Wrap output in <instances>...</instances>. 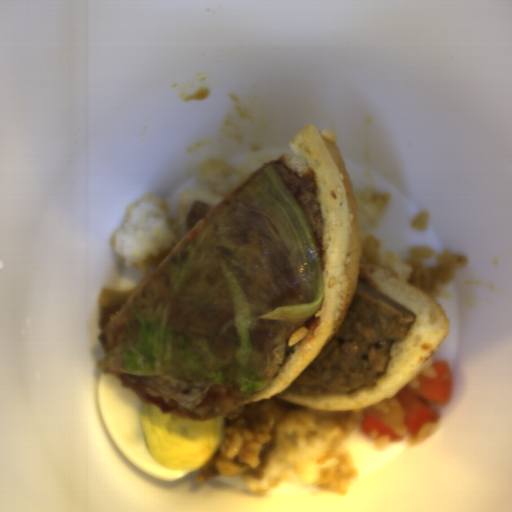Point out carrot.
<instances>
[{
    "instance_id": "1",
    "label": "carrot",
    "mask_w": 512,
    "mask_h": 512,
    "mask_svg": "<svg viewBox=\"0 0 512 512\" xmlns=\"http://www.w3.org/2000/svg\"><path fill=\"white\" fill-rule=\"evenodd\" d=\"M435 377H419L418 386L408 383L394 396L403 409L404 427L412 435L436 422L440 412L430 405H447L452 391L451 364L449 360L431 363Z\"/></svg>"
},
{
    "instance_id": "2",
    "label": "carrot",
    "mask_w": 512,
    "mask_h": 512,
    "mask_svg": "<svg viewBox=\"0 0 512 512\" xmlns=\"http://www.w3.org/2000/svg\"><path fill=\"white\" fill-rule=\"evenodd\" d=\"M360 431L365 437H369L374 431H379L380 433L388 435L392 442L402 441L403 439V434H396L393 432L381 423L376 416L366 412V409H364V417L360 426Z\"/></svg>"
}]
</instances>
